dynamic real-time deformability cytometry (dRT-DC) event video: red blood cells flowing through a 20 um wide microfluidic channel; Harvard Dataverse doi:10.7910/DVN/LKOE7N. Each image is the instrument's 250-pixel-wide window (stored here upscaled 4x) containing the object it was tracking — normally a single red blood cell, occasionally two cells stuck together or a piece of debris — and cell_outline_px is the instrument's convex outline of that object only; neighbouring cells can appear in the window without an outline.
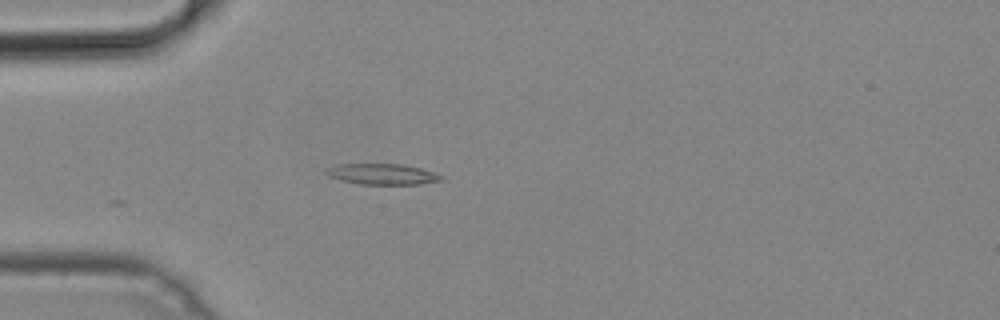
{"species": "common noctule bat (a hibernating species)", "species_latin": "Nyctalus noctula", "temperature_condition": "cold", "stored_images_in_passage": 11, "camera_frame_rate_fps": 3000, "um_per_image_px": 0.085, "animal": {"sex": "male", "body_mass_g": 19.2, "forearm_length_mm": 51.8}, "frame": {"image": 1, "passage_image": 1, "time_ms": 0.0, "image_size_px": [1000, 320], "cell_outline_px": [[444, 180], [420, 184], [360, 184], [340, 180], [328, 176], [324, 172], [328, 168], [336, 164], [404, 164], [420, 168], [432, 172], [440, 176]], "centroid_in_image_um": [32.45, 14.8], "position_along_channel_um": 52.5, "area_um2": 13.87}}
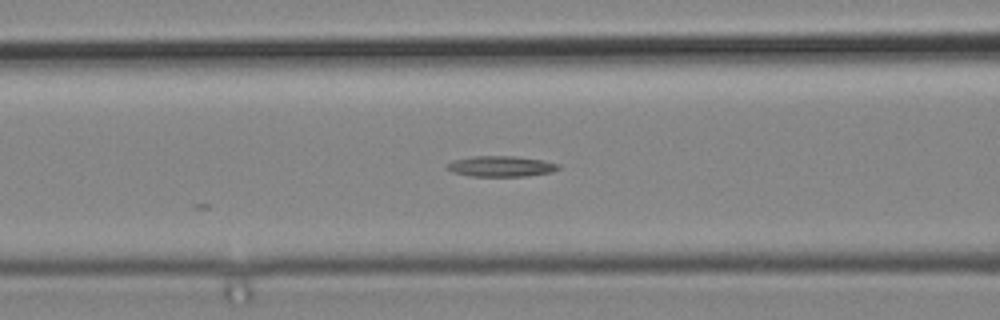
{"frame": {"image": 2, "passage_image": 7, "time_ms": 2.0, "image_size_px": [1000, 320], "cell_outline_px": [[560, 168], [552, 172], [524, 176], [472, 176], [452, 172], [444, 168], [452, 160], [472, 156], [516, 156], [544, 160], [560, 164]], "centroid_in_image_um": [42.58, 14.13], "position_along_channel_um": 124.0, "area_um2": 13.53}}
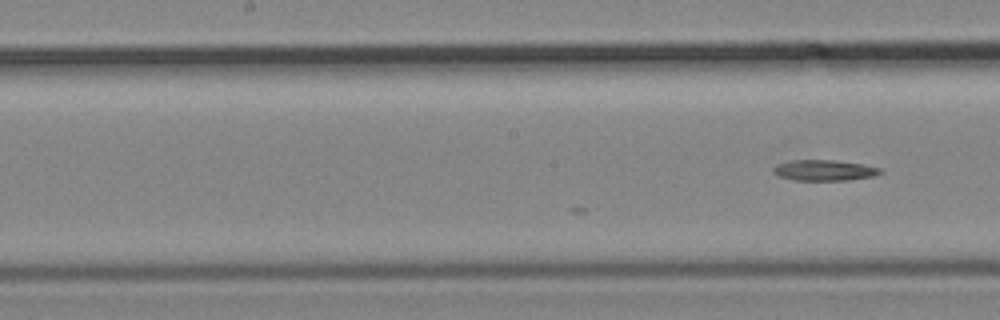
{"frame": {"image": 3, "passage_image": 11, "time_ms": 3.333, "image_size_px": [1000, 320], "cell_outline_px": [[884, 172], [876, 176], [848, 180], [796, 180], [780, 176], [772, 172], [772, 168], [780, 164], [792, 160], [836, 160], [864, 164], [880, 168]], "centroid_in_image_um": [70.13, 14.47], "position_along_channel_um": 178.1, "area_um2": 12.95}}